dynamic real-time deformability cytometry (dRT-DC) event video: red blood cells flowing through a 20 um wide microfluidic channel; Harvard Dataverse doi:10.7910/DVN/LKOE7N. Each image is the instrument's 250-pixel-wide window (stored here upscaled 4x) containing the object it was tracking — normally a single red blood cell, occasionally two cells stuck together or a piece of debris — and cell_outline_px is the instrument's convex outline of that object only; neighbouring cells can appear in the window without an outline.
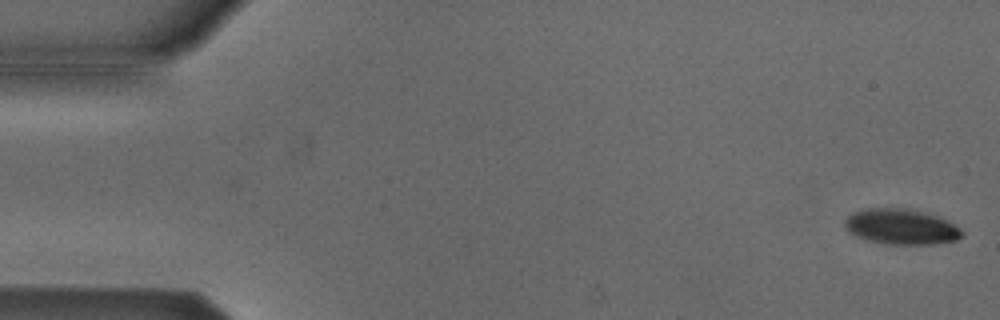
{"species": "Egyptian fruit bat (a non-hibernating species)", "species_latin": "Rousettus aegyptiacus", "temperature_condition": "cold", "stored_images_in_passage": 53, "camera_frame_rate_fps": 3000, "um_per_image_px": 0.085, "animal": {"sex": "male"}, "frame": {"image": 1, "passage_image": 1, "time_ms": 0.0, "image_size_px": [1000, 320], "cell_outline_px": [[964, 236], [956, 240], [932, 244], [884, 244], [868, 240], [856, 236], [848, 232], [844, 228], [844, 220], [852, 212], [864, 208], [900, 208], [924, 212], [940, 216], [948, 220], [960, 228], [964, 232]], "centroid_in_image_um": [76.59, 19.27], "position_along_channel_um": 8.4, "area_um2": 24.51}}
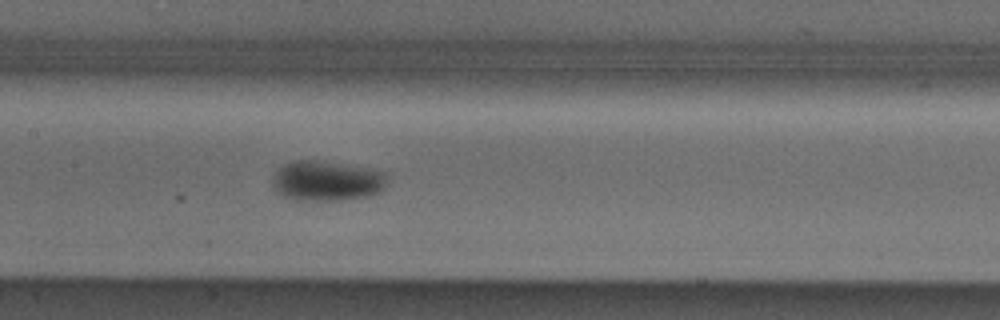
{"frame": {"image": 2, "passage_image": 25, "time_ms": 8.0, "image_size_px": [1000, 320], "cell_outline_px": [[388, 184], [380, 192], [368, 196], [340, 200], [296, 200], [284, 196], [272, 184], [272, 180], [276, 172], [284, 164], [296, 160], [312, 160], [364, 168], [384, 172], [388, 176]], "centroid_in_image_um": [27.81, 15.39], "position_along_channel_um": 179.6, "area_um2": 26.41}}
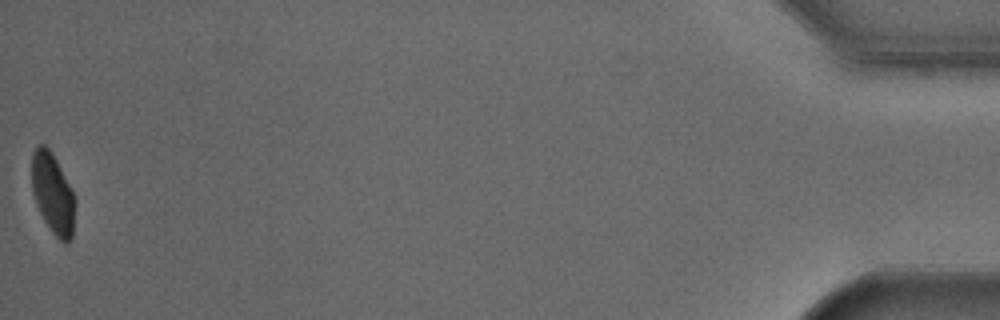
{"frame": {"image": 3, "passage_image": 53, "time_ms": 17.333, "image_size_px": [1000, 320], "cell_outline_px": [[76, 204], [72, 236], [68, 244], [64, 244], [52, 232], [44, 220], [36, 204], [32, 192], [32, 152], [40, 144], [44, 144], [52, 152], [76, 200]], "centroid_in_image_um": [4.49, 16.49], "position_along_channel_um": 430.7, "area_um2": 20.23}, "authors_computed_cell_mechanics": {"area_um2": 25.3164, "velocity_mm_per_s": 3.7972, "shape_relaxation_time_tau1_ms": 1.6844, "shape_relaxation_time_tau2_ms": null, "deformation_change_tau1": 0.1094, "deformation_change_tau2": null}}